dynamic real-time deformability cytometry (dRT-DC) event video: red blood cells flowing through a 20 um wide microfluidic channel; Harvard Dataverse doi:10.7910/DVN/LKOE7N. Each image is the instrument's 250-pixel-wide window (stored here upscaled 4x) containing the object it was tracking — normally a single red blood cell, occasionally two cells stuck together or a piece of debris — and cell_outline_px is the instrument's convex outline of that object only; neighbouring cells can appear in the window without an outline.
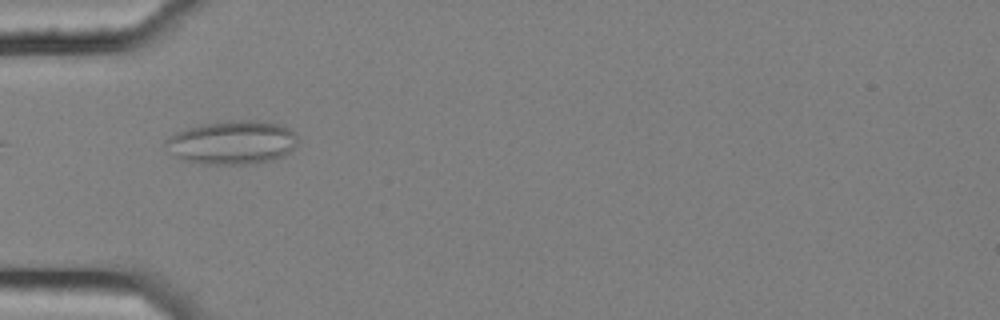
{"species": "common noctule bat (a hibernating species)", "species_latin": "Nyctalus noctula", "temperature_condition": "cold", "stored_images_in_passage": 7, "camera_frame_rate_fps": 3000, "um_per_image_px": 0.085, "animal": {"sex": "female", "body_mass_g": 25.1}, "frame": {"image": 1, "passage_image": 6, "time_ms": 1.667, "image_size_px": [1000, 320], "cell_outline_px": [[296, 144], [284, 156], [272, 160], [252, 164], [204, 164], [184, 160], [176, 156], [164, 144], [164, 140], [176, 132], [200, 124], [228, 120], [256, 120], [280, 124], [288, 128], [296, 136]], "centroid_in_image_um": [19.73, 12.1], "position_along_channel_um": 65.3, "area_um2": 33.52}}